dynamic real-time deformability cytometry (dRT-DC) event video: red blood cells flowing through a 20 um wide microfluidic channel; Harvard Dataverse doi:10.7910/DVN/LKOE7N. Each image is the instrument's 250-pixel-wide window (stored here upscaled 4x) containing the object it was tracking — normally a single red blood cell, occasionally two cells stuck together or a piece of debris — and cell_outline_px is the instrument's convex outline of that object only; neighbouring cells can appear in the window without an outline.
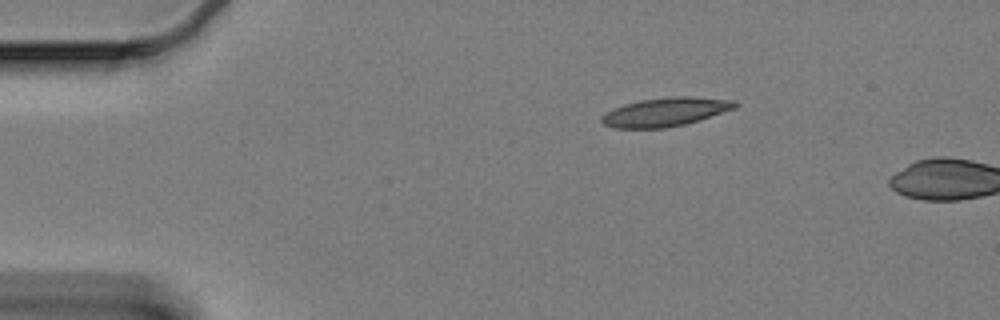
{"species": "Egyptian fruit bat (a non-hibernating species)", "species_latin": "Rousettus aegyptiacus", "temperature_condition": "cold", "stored_images_in_passage": 3, "camera_frame_rate_fps": 3000, "um_per_image_px": 0.085, "animal": {"sex": "female"}, "frame": {"image": 1, "passage_image": 1, "time_ms": 0.0, "image_size_px": [1000, 320], "cell_outline_px": [[740, 104], [736, 108], [684, 124], [664, 128], [612, 128], [604, 124], [600, 120], [600, 116], [624, 104], [640, 100], [672, 96], [692, 96], [736, 100]], "centroid_in_image_um": [56.58, 9.5], "position_along_channel_um": 28.4, "area_um2": 22.25}}